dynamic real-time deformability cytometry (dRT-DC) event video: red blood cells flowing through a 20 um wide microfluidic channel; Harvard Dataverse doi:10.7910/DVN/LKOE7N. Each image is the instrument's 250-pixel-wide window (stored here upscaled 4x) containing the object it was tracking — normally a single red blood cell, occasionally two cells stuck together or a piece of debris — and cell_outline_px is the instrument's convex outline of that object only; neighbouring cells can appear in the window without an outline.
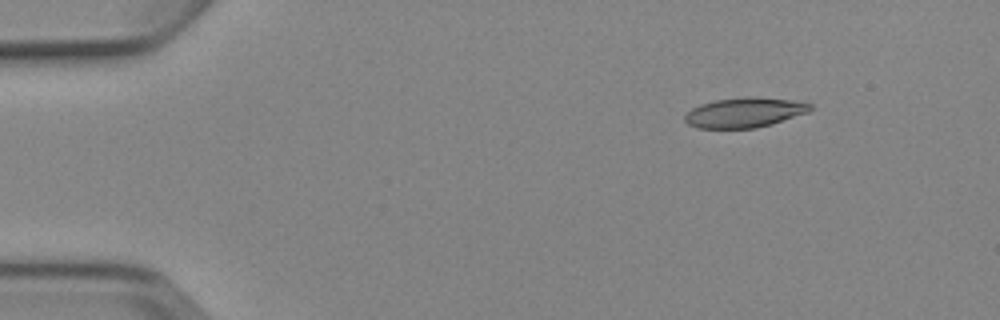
{"species": "Egyptian fruit bat (a non-hibernating species)", "species_latin": "Rousettus aegyptiacus", "temperature_condition": "cold", "stored_images_in_passage": 4, "camera_frame_rate_fps": 3000, "um_per_image_px": 0.085, "animal": {"sex": "female"}, "frame": {"image": 1, "passage_image": 2, "time_ms": 1.333, "image_size_px": [1000, 320], "cell_outline_px": [[812, 108], [808, 112], [772, 124], [756, 128], [696, 128], [688, 124], [684, 120], [684, 116], [692, 108], [700, 104], [716, 100], [748, 96], [756, 96], [804, 100], [812, 104]], "centroid_in_image_um": [63.34, 9.54], "position_along_channel_um": 21.7, "area_um2": 22.25}}